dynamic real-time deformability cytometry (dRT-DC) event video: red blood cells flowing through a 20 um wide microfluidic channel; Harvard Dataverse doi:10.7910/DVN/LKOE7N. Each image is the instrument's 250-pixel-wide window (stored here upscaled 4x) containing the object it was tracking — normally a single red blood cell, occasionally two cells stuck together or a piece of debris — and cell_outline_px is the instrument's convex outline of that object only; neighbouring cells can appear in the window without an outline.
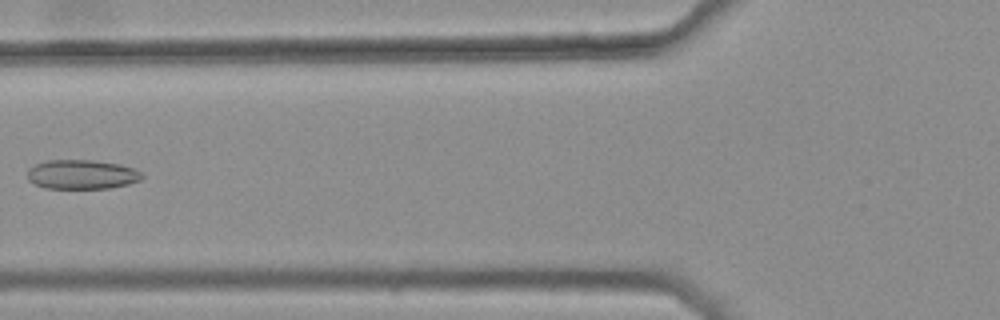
{"species": "common noctule bat (a hibernating species)", "species_latin": "Nyctalus noctula", "temperature_condition": "warm", "stored_images_in_passage": 7, "camera_frame_rate_fps": 3000, "um_per_image_px": 0.085, "animal": {"sex": "female", "body_mass_g": 25.1}, "frame": {"image": 1, "passage_image": 6, "time_ms": 1.667, "image_size_px": [1000, 320], "cell_outline_px": [[144, 176], [140, 180], [128, 184], [108, 188], [44, 188], [28, 180], [28, 168], [44, 160], [92, 160], [120, 164], [132, 168], [140, 172]], "centroid_in_image_um": [6.94, 14.82], "position_along_channel_um": 118.9, "area_um2": 19.54}}
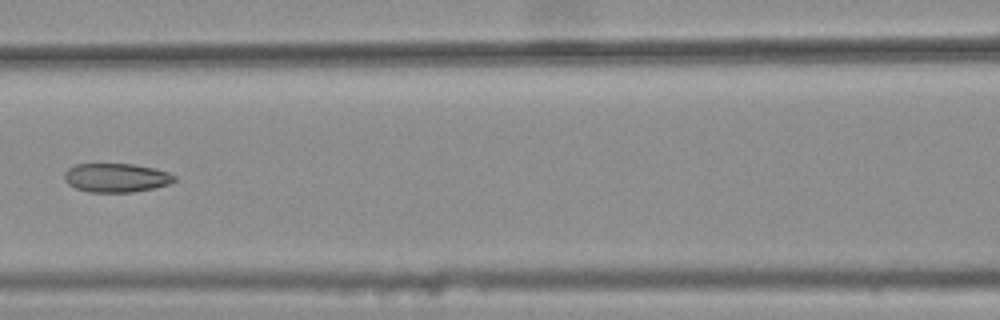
{"frame": {"image": 2, "passage_image": 7, "time_ms": 2.0, "image_size_px": [1000, 320], "cell_outline_px": [[176, 180], [168, 184], [152, 188], [132, 192], [88, 192], [76, 188], [68, 184], [64, 180], [64, 172], [68, 168], [76, 164], [132, 164], [152, 168], [168, 172], [176, 176]], "centroid_in_image_um": [9.84, 15.11], "position_along_channel_um": 156.8, "area_um2": 18.44}}